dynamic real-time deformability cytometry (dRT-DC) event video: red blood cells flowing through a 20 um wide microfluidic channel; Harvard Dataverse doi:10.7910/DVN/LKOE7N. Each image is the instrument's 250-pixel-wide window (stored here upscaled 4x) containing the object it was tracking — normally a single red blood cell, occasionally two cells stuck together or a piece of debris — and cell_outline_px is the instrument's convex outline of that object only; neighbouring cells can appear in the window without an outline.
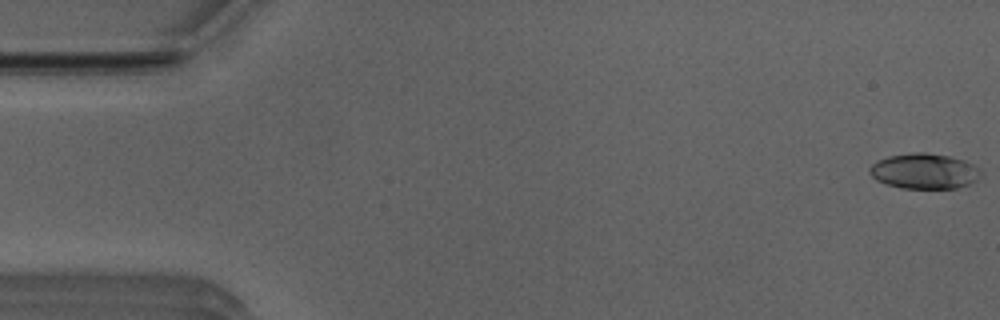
{"species": "Egyptian fruit bat (a non-hibernating species)", "species_latin": "Rousettus aegyptiacus", "temperature_condition": "room temperature", "stored_images_in_passage": 52, "camera_frame_rate_fps": 3000, "um_per_image_px": 0.085, "animal": {"sex": "male"}, "frame": {"image": 1, "passage_image": 1, "time_ms": 0.0, "image_size_px": [1000, 320], "cell_outline_px": [[980, 172], [976, 180], [968, 184], [956, 188], [904, 188], [888, 184], [876, 180], [868, 172], [868, 168], [876, 160], [888, 156], [912, 152], [924, 152], [948, 156], [964, 160], [980, 168]], "centroid_in_image_um": [78.52, 14.53], "position_along_channel_um": 6.5, "area_um2": 22.83}}
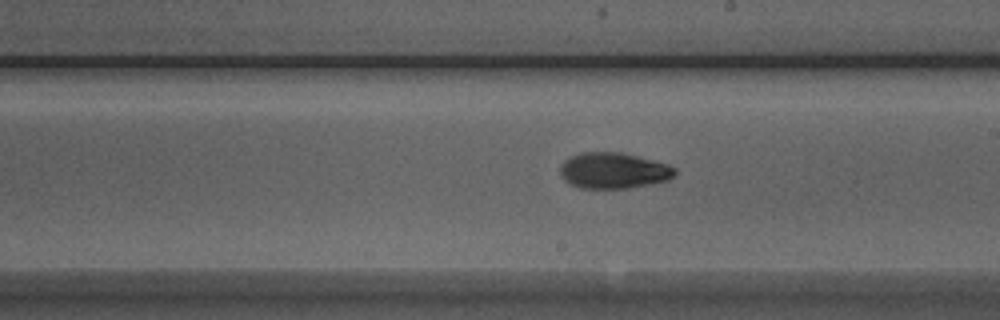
{"frame": {"image": 2, "passage_image": 29, "time_ms": 9.333, "image_size_px": [1000, 320], "cell_outline_px": [[676, 172], [668, 180], [628, 188], [580, 188], [568, 184], [560, 176], [560, 164], [564, 160], [580, 152], [620, 152], [668, 164], [676, 168]], "centroid_in_image_um": [52.1, 14.5], "position_along_channel_um": 236.9, "area_um2": 24.04}}
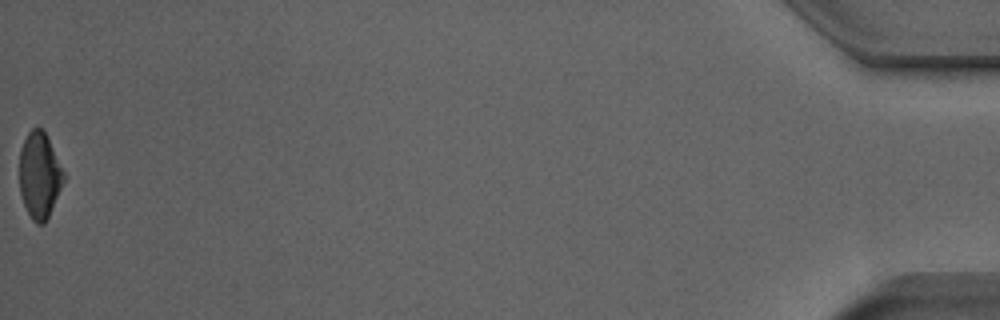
{"frame": {"image": 3, "passage_image": 52, "time_ms": 17.0, "image_size_px": [1000, 320], "cell_outline_px": [[64, 180], [48, 216], [44, 224], [36, 224], [32, 220], [24, 204], [20, 192], [20, 148], [28, 132], [32, 128], [40, 128], [44, 132], [64, 172]], "centroid_in_image_um": [3.34, 14.91], "position_along_channel_um": 431.9, "area_um2": 21.62}, "authors_computed_cell_mechanics": {"area_um2": 23.2356, "velocity_mm_per_s": 3.958, "shape_relaxation_time_tau1_ms": 4.0959, "shape_relaxation_time_tau2_ms": 2.0316, "deformation_change_tau1": 0.1583, "deformation_change_tau2": 0.0759}}